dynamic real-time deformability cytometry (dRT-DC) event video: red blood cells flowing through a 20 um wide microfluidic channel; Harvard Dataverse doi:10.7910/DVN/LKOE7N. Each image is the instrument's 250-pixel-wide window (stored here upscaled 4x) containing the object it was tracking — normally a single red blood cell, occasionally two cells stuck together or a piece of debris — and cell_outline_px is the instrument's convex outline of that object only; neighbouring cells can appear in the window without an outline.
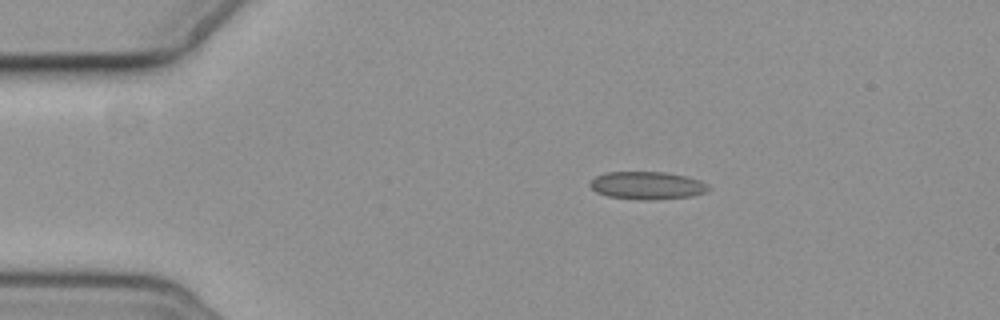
{"species": "common noctule bat (a hibernating species)", "species_latin": "Nyctalus noctula", "temperature_condition": "cold", "stored_images_in_passage": 2, "camera_frame_rate_fps": 3000, "um_per_image_px": 0.085, "animal": {"sex": "female", "body_mass_g": 19.3, "forearm_length_mm": 54.1}, "frame": {"image": 1, "passage_image": 1, "time_ms": 0.0, "image_size_px": [1000, 320], "cell_outline_px": [[708, 188], [704, 192], [692, 196], [648, 200], [640, 200], [608, 196], [596, 192], [588, 184], [596, 176], [608, 172], [664, 172], [684, 176], [700, 180], [708, 184]], "centroid_in_image_um": [54.98, 15.76], "position_along_channel_um": 30.0, "area_um2": 18.96}}